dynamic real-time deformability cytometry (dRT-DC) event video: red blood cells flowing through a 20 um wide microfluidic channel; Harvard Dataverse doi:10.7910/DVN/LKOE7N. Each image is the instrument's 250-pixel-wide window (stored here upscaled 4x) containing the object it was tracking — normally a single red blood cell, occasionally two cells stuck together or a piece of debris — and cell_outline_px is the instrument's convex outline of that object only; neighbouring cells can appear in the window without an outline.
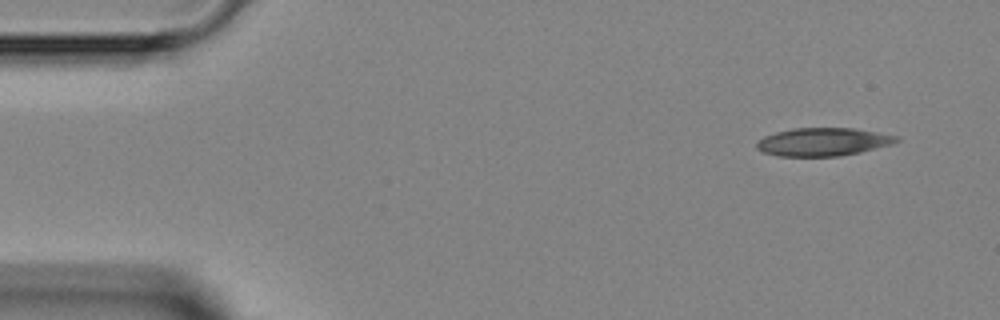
{"species": "Egyptian fruit bat (a non-hibernating species)", "species_latin": "Rousettus aegyptiacus", "temperature_condition": "room temperature", "stored_images_in_passage": 4, "camera_frame_rate_fps": 3000, "um_per_image_px": 0.085, "animal": {"sex": "female"}, "frame": {"image": 1, "passage_image": 1, "time_ms": 0.0, "image_size_px": [1000, 320], "cell_outline_px": [[900, 140], [892, 144], [860, 152], [840, 156], [776, 156], [764, 152], [756, 148], [756, 144], [764, 136], [776, 132], [792, 128], [856, 128], [900, 136]], "centroid_in_image_um": [69.99, 12.05], "position_along_channel_um": 15.0, "area_um2": 22.95}}
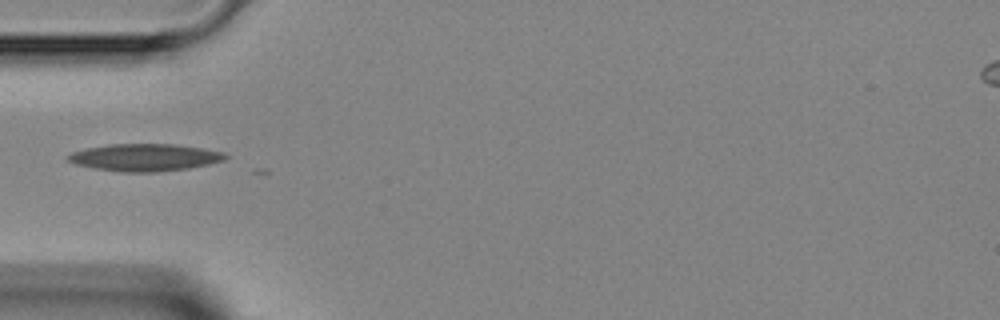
{"frame": {"image": 2, "passage_image": 4, "time_ms": 3.667, "image_size_px": [1000, 320], "cell_outline_px": [[228, 156], [224, 160], [208, 164], [188, 168], [156, 172], [120, 172], [96, 168], [76, 164], [68, 160], [64, 156], [72, 152], [88, 148], [108, 144], [172, 144], [200, 148], [224, 152]], "centroid_in_image_um": [12.29, 13.38], "position_along_channel_um": 72.7, "area_um2": 24.8}}